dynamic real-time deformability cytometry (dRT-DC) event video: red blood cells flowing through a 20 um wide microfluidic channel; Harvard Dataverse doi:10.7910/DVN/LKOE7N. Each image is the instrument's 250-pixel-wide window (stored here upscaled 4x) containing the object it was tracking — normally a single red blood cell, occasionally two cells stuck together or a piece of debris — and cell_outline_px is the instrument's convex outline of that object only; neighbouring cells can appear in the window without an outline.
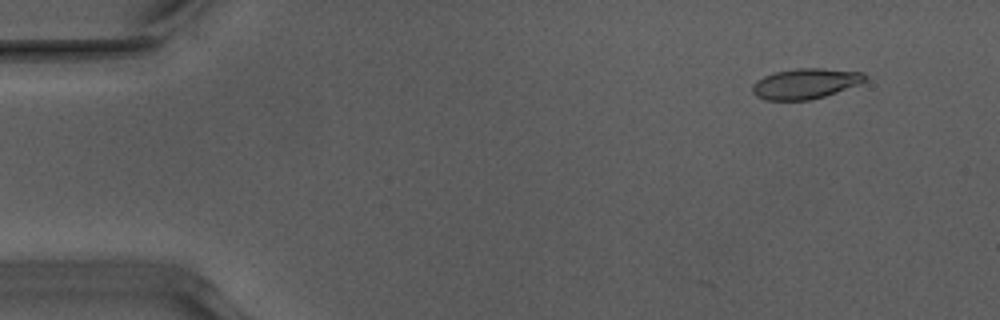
{"species": "Egyptian fruit bat (a non-hibernating species)", "species_latin": "Rousettus aegyptiacus", "temperature_condition": "warm", "stored_images_in_passage": 10, "camera_frame_rate_fps": 3000, "um_per_image_px": 0.085, "animal": {"sex": "male"}, "frame": {"image": 1, "passage_image": 5, "time_ms": 1.333, "image_size_px": [1000, 320], "cell_outline_px": [[868, 76], [864, 80], [856, 84], [836, 92], [824, 96], [808, 100], [764, 100], [756, 96], [752, 92], [752, 84], [756, 80], [764, 76], [776, 72], [800, 68], [820, 68], [864, 72]], "centroid_in_image_um": [68.41, 7.11], "position_along_channel_um": 16.6, "area_um2": 19.71}}